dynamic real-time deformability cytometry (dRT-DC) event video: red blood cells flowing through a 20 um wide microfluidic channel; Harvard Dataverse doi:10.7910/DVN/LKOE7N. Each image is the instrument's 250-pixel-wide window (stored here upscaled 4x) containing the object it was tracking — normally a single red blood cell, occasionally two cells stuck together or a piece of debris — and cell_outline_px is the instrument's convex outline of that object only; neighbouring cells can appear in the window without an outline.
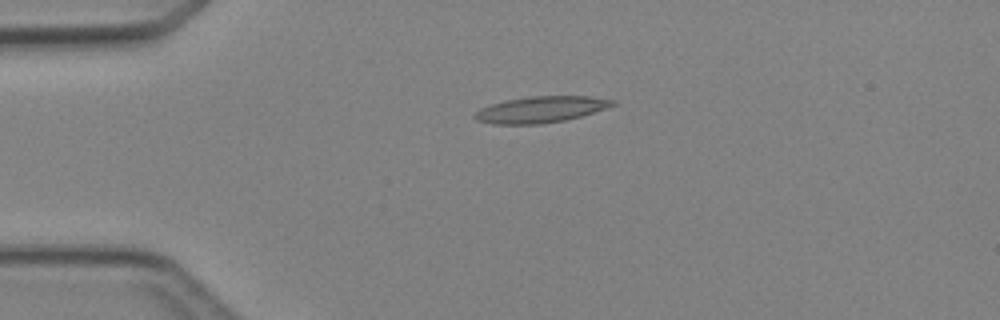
{"species": "Egyptian fruit bat (a non-hibernating species)", "species_latin": "Rousettus aegyptiacus", "temperature_condition": "cold", "stored_images_in_passage": 4, "camera_frame_rate_fps": 3000, "um_per_image_px": 0.085, "animal": {"sex": "female"}, "frame": {"image": 1, "passage_image": 3, "time_ms": 2.333, "image_size_px": [1000, 320], "cell_outline_px": [[616, 104], [608, 108], [580, 116], [564, 120], [540, 124], [492, 124], [476, 120], [472, 116], [480, 108], [492, 104], [508, 100], [528, 96], [588, 96], [616, 100]], "centroid_in_image_um": [45.98, 9.3], "position_along_channel_um": 39.0, "area_um2": 21.04}}